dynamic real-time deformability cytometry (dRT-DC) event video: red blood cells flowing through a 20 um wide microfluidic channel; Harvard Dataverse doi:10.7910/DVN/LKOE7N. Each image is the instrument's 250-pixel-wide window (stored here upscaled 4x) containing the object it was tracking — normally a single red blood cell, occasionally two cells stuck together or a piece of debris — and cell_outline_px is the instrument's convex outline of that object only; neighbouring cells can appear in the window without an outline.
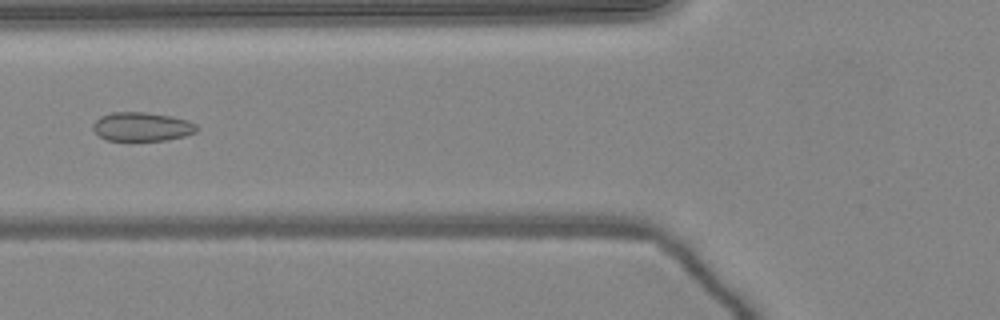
{"species": "common noctule bat (a hibernating species)", "species_latin": "Nyctalus noctula", "temperature_condition": "warm", "stored_images_in_passage": 51, "camera_frame_rate_fps": 3000, "um_per_image_px": 0.085, "animal": {"sex": "female", "body_mass_g": 24.6, "forearm_length_mm": 56.2}, "frame": {"image": 1, "passage_image": 20, "time_ms": 6.333, "image_size_px": [1000, 320], "cell_outline_px": [[200, 128], [196, 132], [184, 136], [168, 140], [108, 140], [100, 136], [92, 128], [92, 124], [100, 116], [112, 112], [144, 112], [172, 116], [188, 120], [196, 124]], "centroid_in_image_um": [12.09, 10.76], "position_along_channel_um": 113.7, "area_um2": 17.51}}
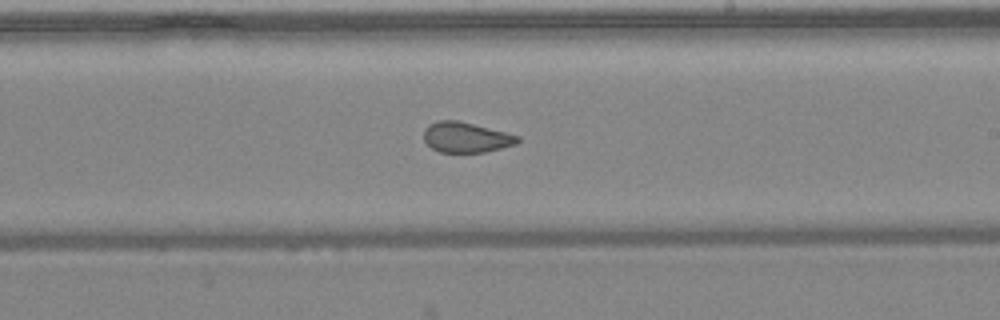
{"frame": {"image": 2, "passage_image": 30, "time_ms": 9.667, "image_size_px": [1000, 320], "cell_outline_px": [[520, 140], [516, 144], [484, 152], [440, 152], [432, 148], [424, 140], [424, 132], [428, 124], [440, 120], [456, 120], [520, 136]], "centroid_in_image_um": [39.6, 11.68], "position_along_channel_um": 249.4, "area_um2": 16.3}}
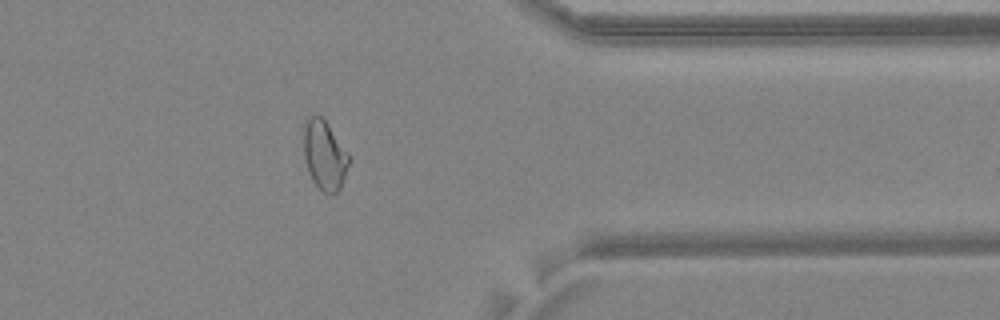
{"frame": {"image": 3, "passage_image": 41, "time_ms": 13.333, "image_size_px": [1000, 320], "cell_outline_px": [[348, 164], [340, 188], [332, 196], [328, 196], [312, 180], [304, 156], [304, 128], [308, 120], [316, 112], [328, 124], [348, 152]], "centroid_in_image_um": [27.58, 13.2], "position_along_channel_um": 383.8, "area_um2": 17.92}, "authors_computed_cell_mechanics": {"area_um2": 19.5364, "velocity_mm_per_s": 4.0749, "shape_relaxation_time_tau1_ms": null, "shape_relaxation_time_tau2_ms": 1.1134, "deformation_change_tau1": null, "deformation_change_tau2": 0.067}}